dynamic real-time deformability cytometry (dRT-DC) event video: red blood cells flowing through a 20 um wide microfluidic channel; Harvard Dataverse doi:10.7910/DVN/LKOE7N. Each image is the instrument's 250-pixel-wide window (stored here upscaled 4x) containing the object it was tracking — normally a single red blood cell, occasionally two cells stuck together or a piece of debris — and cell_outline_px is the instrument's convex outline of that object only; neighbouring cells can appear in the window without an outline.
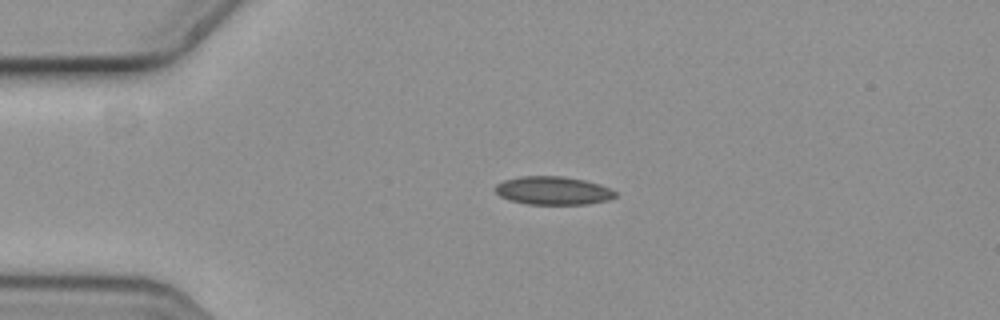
{"species": "common noctule bat (a hibernating species)", "species_latin": "Nyctalus noctula", "temperature_condition": "cold", "stored_images_in_passage": 7, "segment_of_instrument_passage": [1, 2], "camera_frame_rate_fps": 3000, "um_per_image_px": 0.085, "animal": {"sex": "female", "body_mass_g": 19.3, "forearm_length_mm": 54.1}, "frame": {"image": 1, "passage_image": 4, "time_ms": 1.0, "image_size_px": [1000, 320], "cell_outline_px": [[616, 196], [608, 200], [588, 204], [528, 204], [508, 200], [500, 196], [496, 192], [496, 184], [504, 180], [524, 176], [560, 176], [584, 180], [600, 184], [616, 192]], "centroid_in_image_um": [47.01, 16.2], "position_along_channel_um": 38.0, "area_um2": 19.65}}